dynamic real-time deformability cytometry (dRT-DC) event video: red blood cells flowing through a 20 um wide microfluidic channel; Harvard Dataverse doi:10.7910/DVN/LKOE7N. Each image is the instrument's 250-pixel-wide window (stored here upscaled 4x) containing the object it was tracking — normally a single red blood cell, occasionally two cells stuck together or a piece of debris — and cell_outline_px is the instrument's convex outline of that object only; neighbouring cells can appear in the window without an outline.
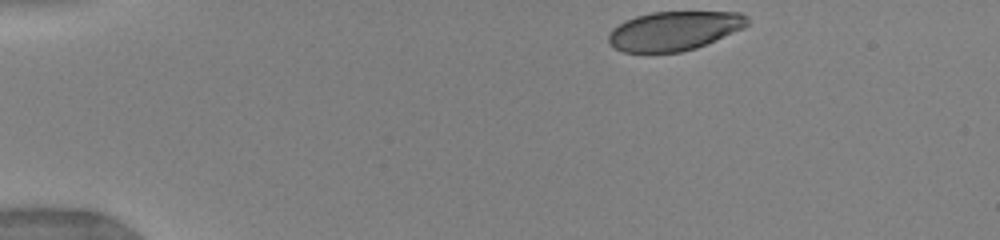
{"species": "human", "species_latin": "Homo sapiens", "temperature_condition": "warm", "stored_images_in_passage": 26, "camera_frame_rate_fps": 3000, "um_per_image_px": 0.085, "donor": {"sex": "female"}, "frame": {"image": 1, "passage_image": 1, "time_ms": 0.0, "image_size_px": [1000, 240], "cell_outline_px": [[748, 24], [744, 28], [696, 48], [680, 52], [624, 52], [616, 48], [608, 40], [608, 36], [612, 28], [624, 20], [636, 16], [652, 12], [740, 12], [748, 16]], "centroid_in_image_um": [57.31, 2.61], "position_along_channel_um": 27.7, "area_um2": 31.56}}
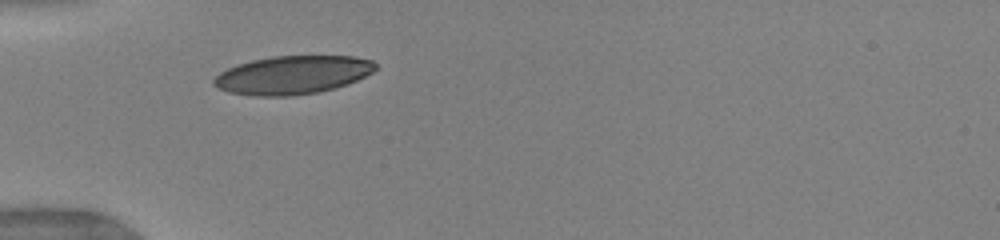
{"frame": {"image": 2, "passage_image": 17, "time_ms": 2.667, "image_size_px": [1000, 240], "cell_outline_px": [[376, 68], [372, 72], [348, 84], [320, 92], [288, 96], [256, 96], [228, 92], [212, 84], [212, 80], [220, 72], [228, 68], [252, 60], [272, 56], [356, 56], [372, 60], [376, 64]], "centroid_in_image_um": [24.87, 6.37], "position_along_channel_um": 60.1, "area_um2": 36.07}}
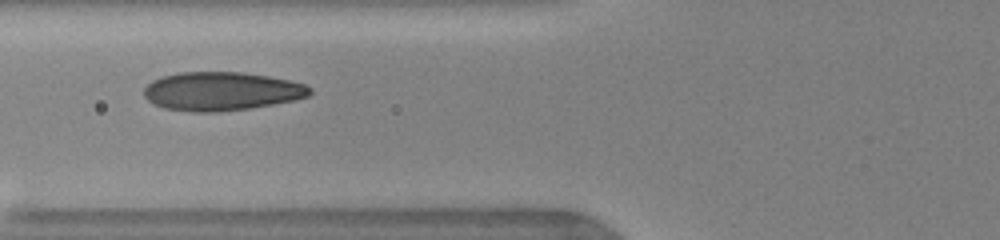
{"frame": {"image": 3, "passage_image": 25, "time_ms": 4.0, "image_size_px": [1000, 240], "cell_outline_px": [[312, 92], [308, 96], [292, 100], [252, 108], [216, 112], [192, 112], [164, 108], [148, 100], [144, 96], [144, 88], [152, 80], [164, 76], [180, 72], [244, 72], [268, 76], [288, 80], [304, 84], [312, 88]], "centroid_in_image_um": [18.82, 7.76], "position_along_channel_um": 107.0, "area_um2": 37.22}}